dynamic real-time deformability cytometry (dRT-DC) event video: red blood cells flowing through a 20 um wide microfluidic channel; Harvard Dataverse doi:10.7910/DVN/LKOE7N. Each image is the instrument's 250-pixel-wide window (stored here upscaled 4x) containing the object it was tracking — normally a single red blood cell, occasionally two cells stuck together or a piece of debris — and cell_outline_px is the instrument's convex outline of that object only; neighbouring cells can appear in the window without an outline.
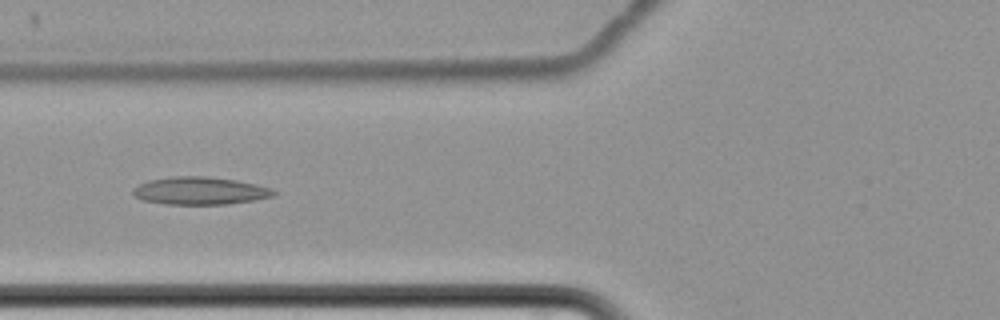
{"species": "common noctule bat (a hibernating species)", "species_latin": "Nyctalus noctula", "temperature_condition": "cold", "stored_images_in_passage": 11, "camera_frame_rate_fps": 3000, "um_per_image_px": 0.085, "animal": {"sex": "female", "body_mass_g": 22.7, "forearm_length_mm": 54.2}, "frame": {"image": 1, "passage_image": 8, "time_ms": 9.333, "image_size_px": [1000, 320], "cell_outline_px": [[276, 192], [272, 196], [256, 200], [228, 204], [164, 204], [144, 200], [136, 196], [132, 192], [132, 188], [148, 180], [172, 176], [208, 176], [236, 180], [256, 184], [272, 188]], "centroid_in_image_um": [17.0, 16.21], "position_along_channel_um": 108.8, "area_um2": 22.72}}
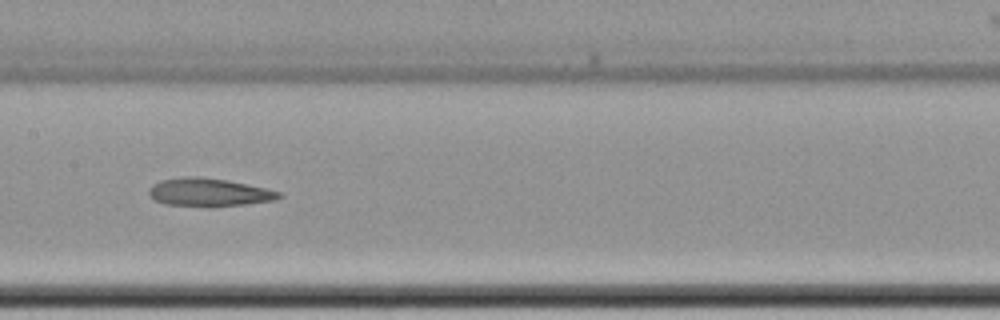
{"frame": {"image": 2, "passage_image": 10, "time_ms": 11.667, "image_size_px": [1000, 320], "cell_outline_px": [[284, 196], [276, 200], [212, 208], [208, 208], [164, 204], [156, 200], [148, 192], [148, 188], [152, 184], [160, 180], [180, 176], [200, 176], [228, 180], [264, 188], [280, 192]], "centroid_in_image_um": [17.73, 16.35], "position_along_channel_um": 189.7, "area_um2": 21.79}}
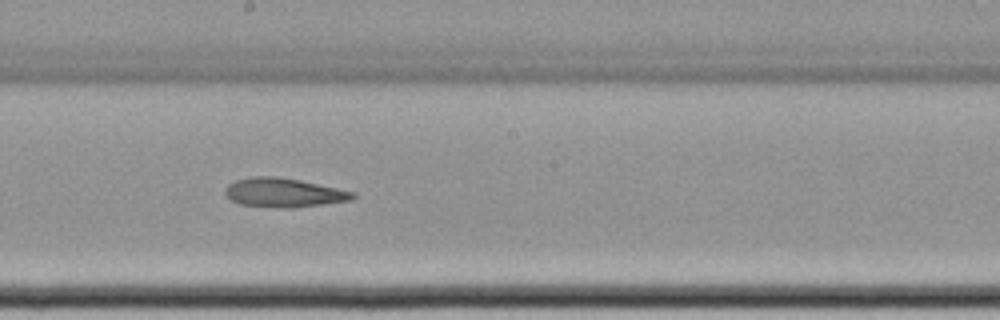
{"frame": {"image": 3, "passage_image": 11, "time_ms": 12.667, "image_size_px": [1000, 320], "cell_outline_px": [[356, 196], [352, 200], [292, 208], [280, 208], [240, 204], [232, 200], [224, 192], [228, 184], [236, 180], [252, 176], [276, 176], [300, 180], [356, 192]], "centroid_in_image_um": [24.13, 16.37], "position_along_channel_um": 224.1, "area_um2": 21.56}}